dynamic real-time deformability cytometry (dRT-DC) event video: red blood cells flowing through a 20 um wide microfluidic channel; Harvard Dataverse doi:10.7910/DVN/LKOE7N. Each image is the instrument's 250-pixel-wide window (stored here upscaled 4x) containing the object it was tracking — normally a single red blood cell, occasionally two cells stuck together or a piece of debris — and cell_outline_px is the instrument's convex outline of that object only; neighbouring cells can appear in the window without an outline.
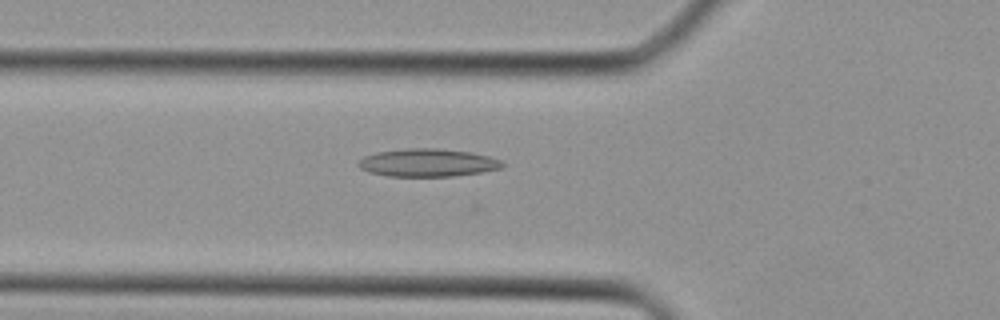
{"species": "Egyptian fruit bat (a non-hibernating species)", "species_latin": "Rousettus aegyptiacus", "temperature_condition": "cold", "stored_images_in_passage": 35, "camera_frame_rate_fps": 3000, "um_per_image_px": 0.085, "animal": {"sex": "female"}, "frame": {"image": 1, "passage_image": 14, "time_ms": 4.333, "image_size_px": [1000, 320], "cell_outline_px": [[504, 168], [480, 172], [452, 176], [388, 176], [368, 172], [360, 168], [356, 164], [364, 156], [376, 152], [404, 148], [440, 148], [472, 152], [488, 156], [500, 160], [504, 164]], "centroid_in_image_um": [36.34, 13.82], "position_along_channel_um": 89.5, "area_um2": 23.52}}
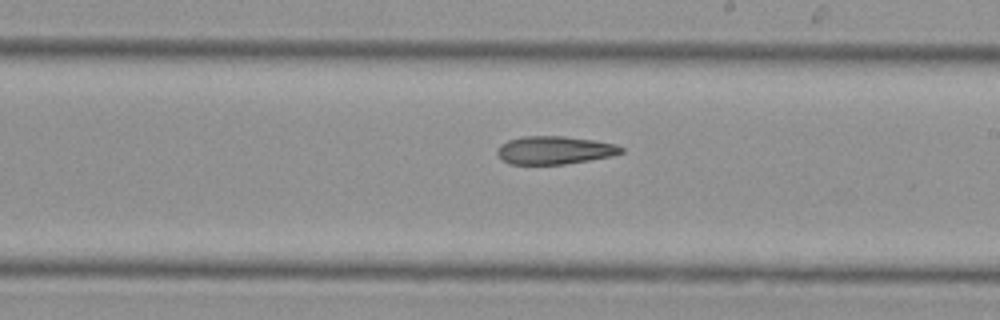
{"frame": {"image": 2, "passage_image": 23, "time_ms": 7.333, "image_size_px": [1000, 320], "cell_outline_px": [[624, 152], [612, 156], [564, 164], [508, 164], [500, 160], [496, 152], [496, 148], [500, 144], [508, 140], [524, 136], [564, 136], [596, 140], [616, 144], [624, 148]], "centroid_in_image_um": [47.11, 12.76], "position_along_channel_um": 241.9, "area_um2": 20.52}}
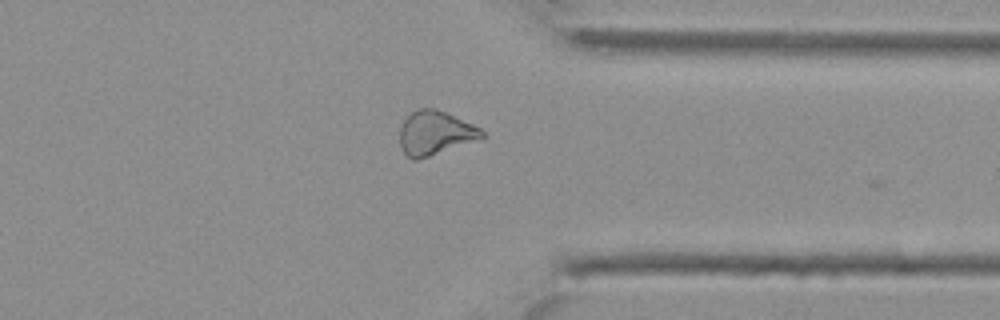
{"frame": {"image": 3, "passage_image": 31, "time_ms": 10.0, "image_size_px": [1000, 320], "cell_outline_px": [[484, 136], [428, 156], [416, 160], [412, 160], [404, 152], [400, 144], [400, 124], [416, 108], [436, 108], [472, 124], [480, 128], [484, 132]], "centroid_in_image_um": [36.92, 11.27], "position_along_channel_um": 374.5, "area_um2": 20.46}}